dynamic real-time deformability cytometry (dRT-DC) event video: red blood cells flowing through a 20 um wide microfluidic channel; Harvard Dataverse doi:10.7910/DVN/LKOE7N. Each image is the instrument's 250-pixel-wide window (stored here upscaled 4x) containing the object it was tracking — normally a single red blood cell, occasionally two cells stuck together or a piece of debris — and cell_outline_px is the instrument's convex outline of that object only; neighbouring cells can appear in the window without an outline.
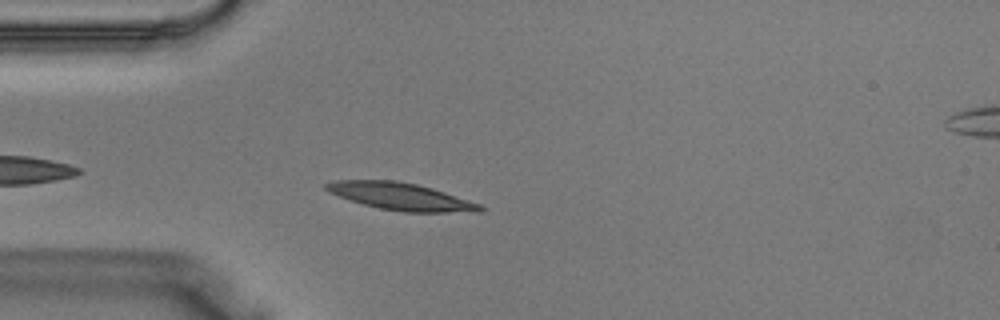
{"species": "Egyptian fruit bat (a non-hibernating species)", "species_latin": "Rousettus aegyptiacus", "temperature_condition": "warm", "stored_images_in_passage": 23, "camera_frame_rate_fps": 3000, "um_per_image_px": 0.085, "animal": {"sex": "male"}, "frame": {"image": 1, "passage_image": 3, "time_ms": 0.667, "image_size_px": [1000, 320], "cell_outline_px": [[484, 208], [480, 212], [404, 212], [380, 208], [364, 204], [328, 192], [324, 188], [324, 184], [336, 180], [396, 180], [416, 184], [432, 188], [480, 204]], "centroid_in_image_um": [34.06, 16.69], "position_along_channel_um": 50.9, "area_um2": 24.16}}
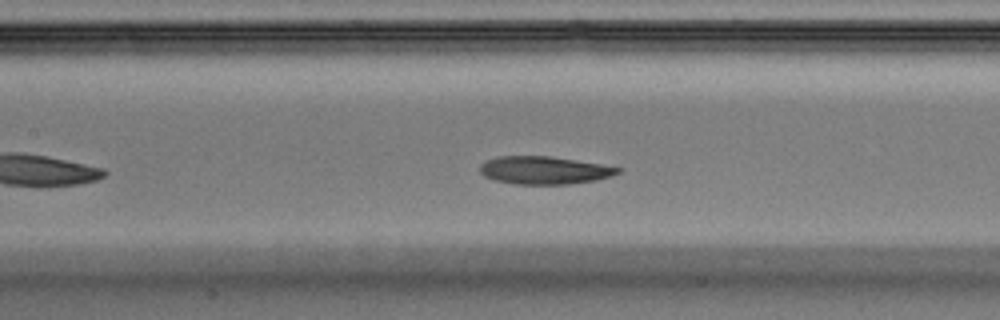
{"frame": {"image": 2, "passage_image": 10, "time_ms": 3.0, "image_size_px": [1000, 320], "cell_outline_px": [[624, 168], [620, 172], [612, 176], [596, 180], [568, 184], [512, 184], [496, 180], [484, 176], [480, 172], [480, 164], [496, 156], [552, 156]], "centroid_in_image_um": [46.27, 14.47], "position_along_channel_um": 161.1, "area_um2": 22.43}}
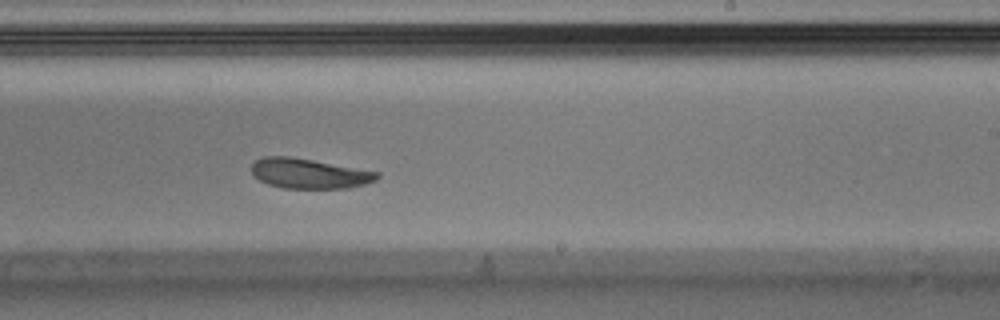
{"frame": {"image": 3, "passage_image": 16, "time_ms": 5.0, "image_size_px": [1000, 320], "cell_outline_px": [[380, 176], [376, 180], [364, 184], [348, 188], [284, 188], [268, 184], [260, 180], [252, 172], [252, 164], [256, 160], [264, 156], [288, 156], [312, 160], [380, 172]], "centroid_in_image_um": [26.29, 14.75], "position_along_channel_um": 262.7, "area_um2": 21.73}}